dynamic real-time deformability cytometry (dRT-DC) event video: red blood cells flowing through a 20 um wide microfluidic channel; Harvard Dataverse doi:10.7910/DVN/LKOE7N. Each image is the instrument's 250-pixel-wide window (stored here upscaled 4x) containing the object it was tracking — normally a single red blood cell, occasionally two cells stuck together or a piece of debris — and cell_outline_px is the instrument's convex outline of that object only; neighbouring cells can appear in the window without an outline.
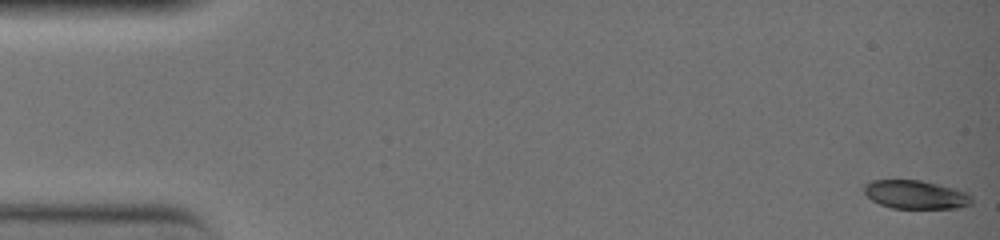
{"species": "common noctule bat (a hibernating species)", "species_latin": "Nyctalus noctula", "temperature_condition": "warm", "stored_images_in_passage": 49, "camera_frame_rate_fps": 3000, "um_per_image_px": 0.085, "animal": {"sex": "female", "body_mass_g": 19.0, "forearm_length_mm": 51.5}, "frame": {"image": 1, "passage_image": 1, "time_ms": 0.0, "image_size_px": [1000, 240], "cell_outline_px": [[972, 204], [960, 208], [892, 208], [880, 204], [872, 200], [864, 192], [864, 184], [872, 180], [920, 180], [968, 192], [972, 196]], "centroid_in_image_um": [77.84, 16.54], "position_along_channel_um": 7.2, "area_um2": 17.86}}
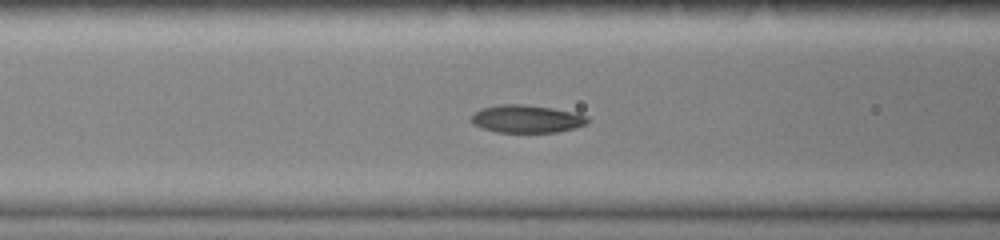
{"frame": {"image": 2, "passage_image": 21, "time_ms": 6.667, "image_size_px": [1000, 240], "cell_outline_px": [[588, 124], [556, 132], [496, 132], [480, 128], [472, 124], [472, 116], [480, 108], [500, 104], [524, 104], [552, 108], [576, 112], [588, 116]], "centroid_in_image_um": [44.76, 10.1], "position_along_channel_um": 121.8, "area_um2": 18.9}}
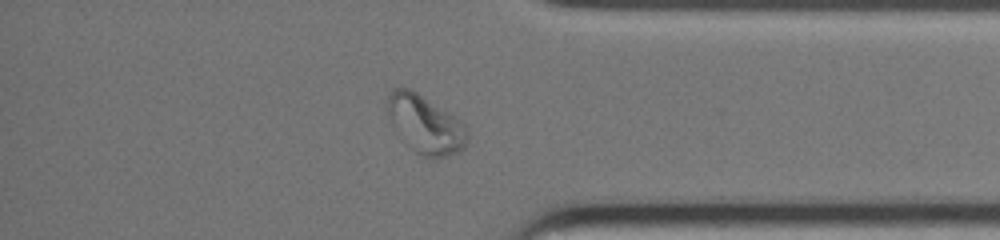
{"frame": {"image": 3, "passage_image": 42, "time_ms": 13.667, "image_size_px": [1000, 240], "cell_outline_px": [[468, 140], [464, 148], [460, 152], [444, 156], [424, 156], [408, 148], [400, 140], [392, 128], [384, 108], [388, 96], [392, 88], [412, 88], [460, 120], [464, 124], [468, 132]], "centroid_in_image_um": [36.08, 10.55], "position_along_channel_um": 399.1, "area_um2": 27.69}, "authors_computed_cell_mechanics": {"area_um2": 18.9584, "velocity_mm_per_s": 3.9991, "shape_relaxation_time_tau1_ms": 3.5455, "shape_relaxation_time_tau2_ms": 1.1998, "deformation_change_tau1": 0.166, "deformation_change_tau2": 0.0469}}